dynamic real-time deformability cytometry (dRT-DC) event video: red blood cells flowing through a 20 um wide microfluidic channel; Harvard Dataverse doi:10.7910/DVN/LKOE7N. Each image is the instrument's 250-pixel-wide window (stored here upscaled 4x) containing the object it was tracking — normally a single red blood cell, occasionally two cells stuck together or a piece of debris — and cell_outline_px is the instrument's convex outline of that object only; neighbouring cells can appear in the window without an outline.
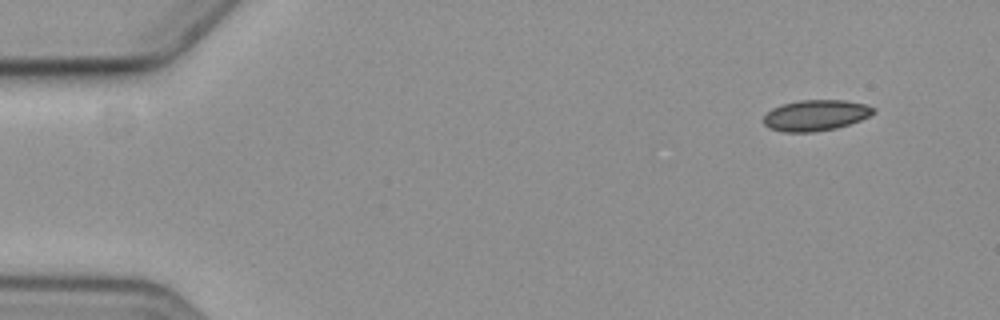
{"species": "common noctule bat (a hibernating species)", "species_latin": "Nyctalus noctula", "temperature_condition": "cold", "stored_images_in_passage": 4, "camera_frame_rate_fps": 3000, "um_per_image_px": 0.085, "animal": {"sex": "female", "body_mass_g": 19.3, "forearm_length_mm": 54.1}, "frame": {"image": 1, "passage_image": 1, "time_ms": 0.0, "image_size_px": [1000, 320], "cell_outline_px": [[876, 112], [860, 120], [836, 128], [812, 132], [784, 132], [772, 128], [764, 124], [764, 116], [772, 108], [780, 104], [800, 100], [844, 100], [864, 104], [876, 108]], "centroid_in_image_um": [69.34, 9.79], "position_along_channel_um": 15.7, "area_um2": 19.65}}
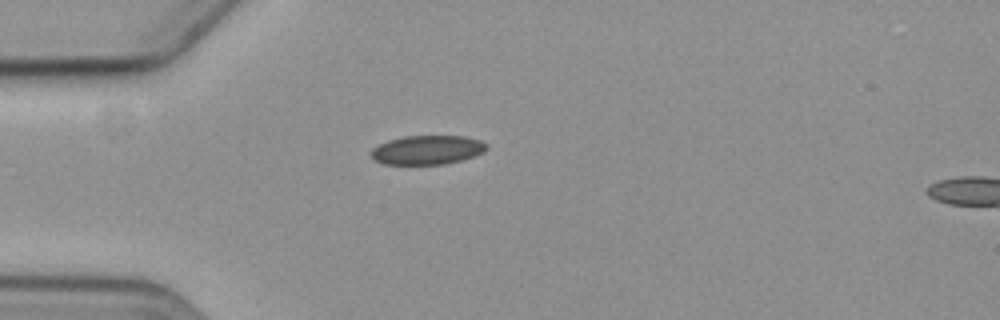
{"frame": {"image": 2, "passage_image": 4, "time_ms": 3.667, "image_size_px": [1000, 320], "cell_outline_px": [[488, 148], [484, 152], [460, 160], [444, 164], [384, 164], [372, 160], [368, 152], [372, 148], [388, 140], [404, 136], [464, 136], [480, 140], [488, 144]], "centroid_in_image_um": [36.28, 12.74], "position_along_channel_um": 48.7, "area_um2": 19.71}}